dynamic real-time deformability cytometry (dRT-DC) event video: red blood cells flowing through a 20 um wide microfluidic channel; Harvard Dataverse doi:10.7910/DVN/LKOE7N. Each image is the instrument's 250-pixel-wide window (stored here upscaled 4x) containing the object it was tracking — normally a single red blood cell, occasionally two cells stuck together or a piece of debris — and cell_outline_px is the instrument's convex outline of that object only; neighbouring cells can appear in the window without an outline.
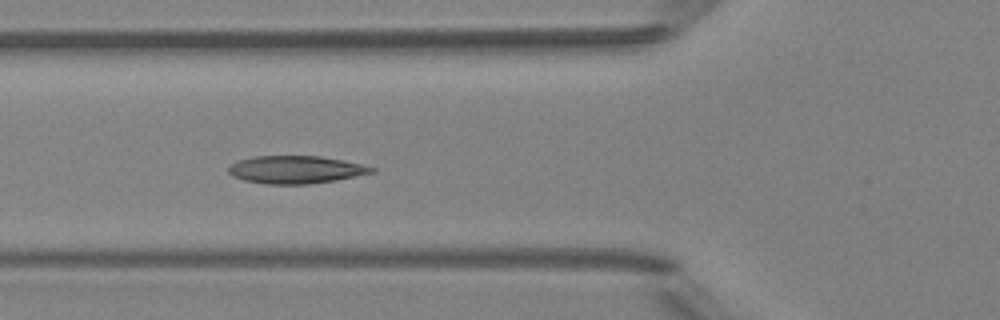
{"species": "Egyptian fruit bat (a non-hibernating species)", "species_latin": "Rousettus aegyptiacus", "temperature_condition": "room temperature", "stored_images_in_passage": 7, "camera_frame_rate_fps": 3000, "um_per_image_px": 0.085, "animal": {"sex": "female"}, "frame": {"image": 1, "passage_image": 6, "time_ms": 5.667, "image_size_px": [1000, 320], "cell_outline_px": [[376, 172], [336, 180], [308, 184], [264, 184], [244, 180], [232, 176], [228, 172], [228, 168], [232, 164], [240, 160], [256, 156], [320, 156], [344, 160], [376, 168]], "centroid_in_image_um": [25.15, 14.42], "position_along_channel_um": 100.6, "area_um2": 23.06}}
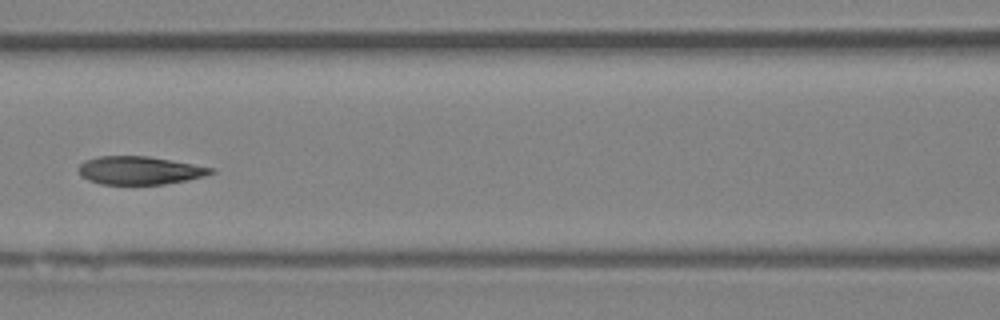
{"frame": {"image": 2, "passage_image": 7, "time_ms": 7.0, "image_size_px": [1000, 320], "cell_outline_px": [[216, 172], [204, 176], [188, 180], [164, 184], [100, 184], [88, 180], [80, 176], [80, 164], [84, 160], [100, 156], [148, 156], [216, 168]], "centroid_in_image_um": [11.89, 14.48], "position_along_channel_um": 154.7, "area_um2": 21.73}}